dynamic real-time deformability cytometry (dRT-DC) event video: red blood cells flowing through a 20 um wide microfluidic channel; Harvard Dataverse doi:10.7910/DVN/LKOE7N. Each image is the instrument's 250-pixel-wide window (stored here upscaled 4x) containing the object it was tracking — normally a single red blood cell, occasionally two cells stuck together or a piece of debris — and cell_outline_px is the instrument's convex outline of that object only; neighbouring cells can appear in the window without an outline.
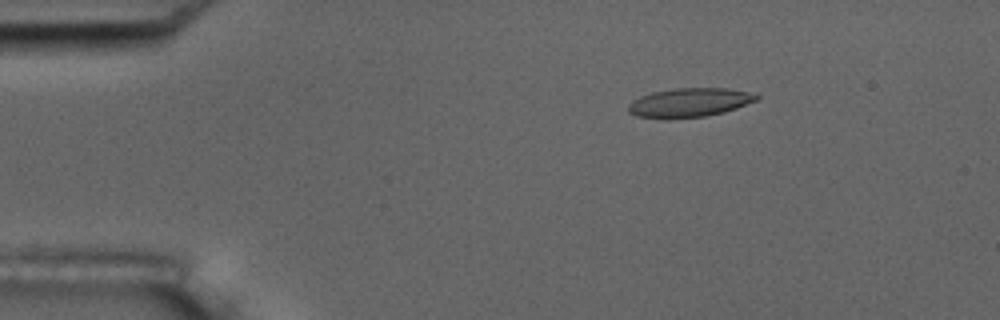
{"species": "common noctule bat (a hibernating species)", "species_latin": "Nyctalus noctula", "temperature_condition": "room temperature", "stored_images_in_passage": 3, "camera_frame_rate_fps": 3000, "um_per_image_px": 0.085, "animal": {"sex": "male", "body_mass_g": 17.5, "forearm_length_mm": 52.3}, "frame": {"image": 1, "passage_image": 1, "time_ms": 0.0, "image_size_px": [1000, 320], "cell_outline_px": [[760, 96], [756, 100], [736, 108], [724, 112], [704, 116], [668, 120], [664, 120], [636, 116], [628, 112], [628, 104], [632, 100], [640, 96], [652, 92], [676, 88], [724, 88], [748, 92]], "centroid_in_image_um": [58.52, 8.74], "position_along_channel_um": 26.5, "area_um2": 21.85}}